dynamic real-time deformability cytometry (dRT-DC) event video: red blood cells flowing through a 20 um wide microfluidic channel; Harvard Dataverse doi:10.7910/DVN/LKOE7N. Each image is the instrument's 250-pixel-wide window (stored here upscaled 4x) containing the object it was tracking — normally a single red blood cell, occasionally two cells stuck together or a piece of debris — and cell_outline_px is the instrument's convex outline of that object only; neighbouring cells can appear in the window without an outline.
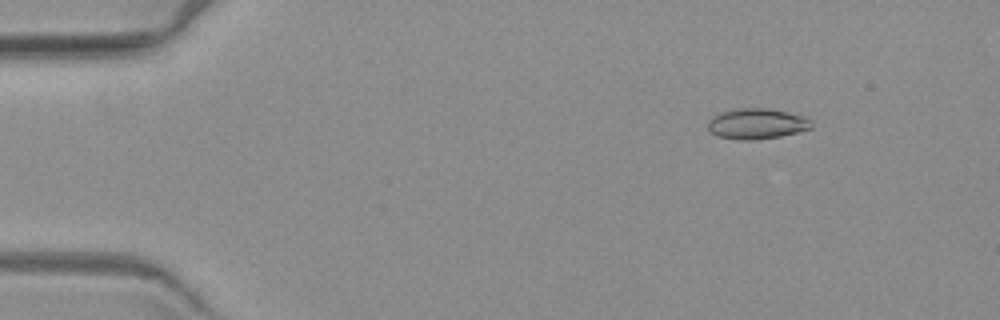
{"species": "common noctule bat (a hibernating species)", "species_latin": "Nyctalus noctula", "temperature_condition": "warm", "stored_images_in_passage": 3, "camera_frame_rate_fps": 3000, "um_per_image_px": 0.085, "animal": {"sex": "female", "body_mass_g": 19.3, "forearm_length_mm": 54.1}, "frame": {"image": 1, "passage_image": 1, "time_ms": 0.0, "image_size_px": [1000, 320], "cell_outline_px": [[812, 128], [780, 136], [752, 140], [740, 140], [716, 136], [708, 132], [708, 120], [712, 116], [724, 112], [740, 108], [764, 108], [788, 112], [804, 116], [812, 120]], "centroid_in_image_um": [64.31, 10.52], "position_along_channel_um": 20.7, "area_um2": 18.44}}